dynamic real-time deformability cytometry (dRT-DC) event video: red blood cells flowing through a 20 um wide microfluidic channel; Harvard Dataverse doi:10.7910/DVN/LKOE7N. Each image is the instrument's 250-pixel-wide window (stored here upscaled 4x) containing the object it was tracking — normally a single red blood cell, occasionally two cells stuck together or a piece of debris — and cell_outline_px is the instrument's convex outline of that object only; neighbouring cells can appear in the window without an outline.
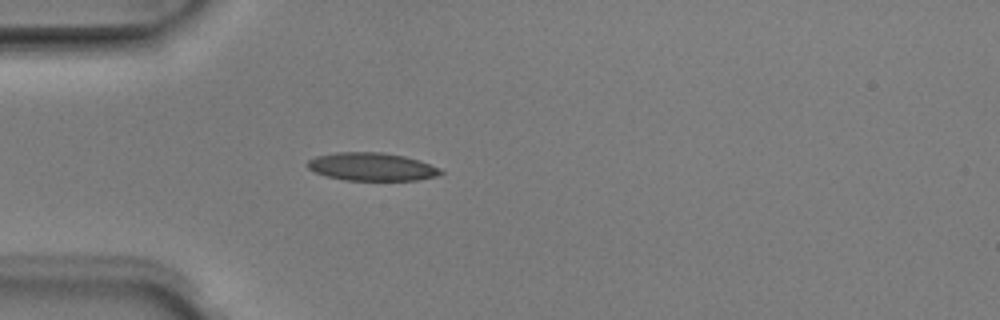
{"species": "Egyptian fruit bat (a non-hibernating species)", "species_latin": "Rousettus aegyptiacus", "temperature_condition": "room temperature", "stored_images_in_passage": 2, "camera_frame_rate_fps": 3000, "um_per_image_px": 0.085, "animal": {"sex": "male"}, "frame": {"image": 1, "passage_image": 2, "time_ms": 0.333, "image_size_px": [1000, 320], "cell_outline_px": [[444, 172], [436, 176], [416, 180], [344, 180], [328, 176], [316, 172], [308, 168], [304, 164], [308, 160], [316, 156], [336, 152], [380, 152], [404, 156], [440, 168]], "centroid_in_image_um": [31.55, 14.17], "position_along_channel_um": 53.4, "area_um2": 21.56}}